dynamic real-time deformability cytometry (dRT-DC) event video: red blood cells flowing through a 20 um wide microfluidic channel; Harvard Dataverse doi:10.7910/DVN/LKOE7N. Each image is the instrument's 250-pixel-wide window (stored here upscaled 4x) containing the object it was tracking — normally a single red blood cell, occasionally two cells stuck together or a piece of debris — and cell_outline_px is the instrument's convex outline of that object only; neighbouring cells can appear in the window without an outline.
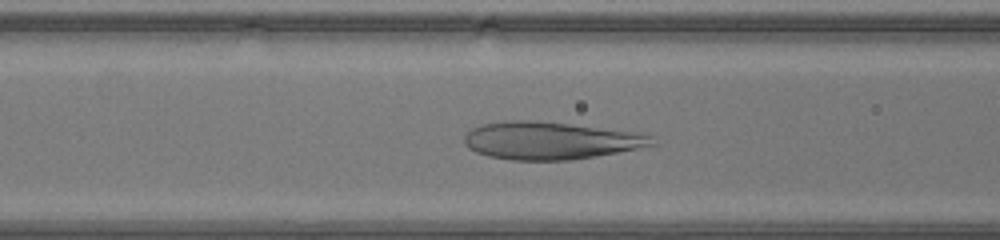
{"species": "human", "species_latin": "Homo sapiens", "temperature_condition": "warm", "stored_images_in_passage": 33, "camera_frame_rate_fps": 3000, "um_per_image_px": 0.085, "donor": {"sex": "male"}, "frame": {"image": 1, "passage_image": 15, "time_ms": 4.667, "image_size_px": [1000, 240], "cell_outline_px": [[656, 144], [596, 156], [572, 160], [512, 160], [488, 156], [476, 152], [468, 148], [464, 144], [464, 136], [472, 128], [484, 124], [508, 120], [532, 120], [568, 124], [636, 132], [652, 136]], "centroid_in_image_um": [46.73, 11.95], "position_along_channel_um": 119.9, "area_um2": 40.75}}
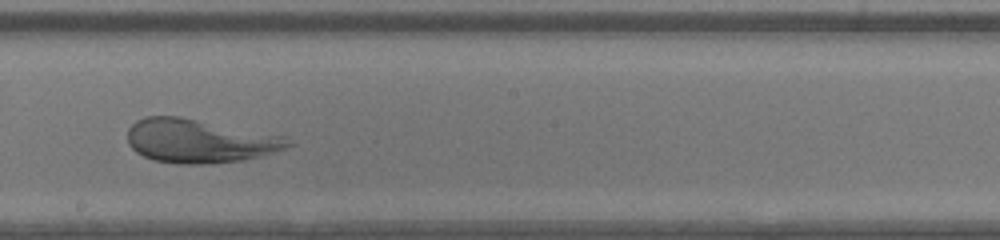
{"frame": {"image": 2, "passage_image": 22, "time_ms": 7.0, "image_size_px": [1000, 240], "cell_outline_px": [[292, 144], [284, 148], [260, 156], [244, 160], [208, 164], [176, 164], [152, 160], [136, 152], [128, 144], [128, 128], [136, 120], [144, 116], [180, 116], [284, 136]], "centroid_in_image_um": [16.89, 11.98], "position_along_channel_um": 231.3, "area_um2": 40.86}}
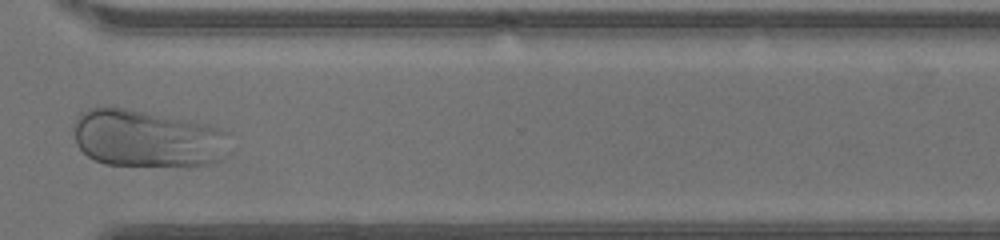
{"frame": {"image": 3, "passage_image": 30, "time_ms": 9.667, "image_size_px": [1000, 240], "cell_outline_px": [[236, 148], [232, 152], [216, 164], [104, 164], [88, 156], [76, 144], [76, 116], [80, 112], [88, 108], [112, 104], [208, 124], [220, 128], [224, 132]], "centroid_in_image_um": [12.58, 11.72], "position_along_channel_um": 358.0, "area_um2": 52.89}}